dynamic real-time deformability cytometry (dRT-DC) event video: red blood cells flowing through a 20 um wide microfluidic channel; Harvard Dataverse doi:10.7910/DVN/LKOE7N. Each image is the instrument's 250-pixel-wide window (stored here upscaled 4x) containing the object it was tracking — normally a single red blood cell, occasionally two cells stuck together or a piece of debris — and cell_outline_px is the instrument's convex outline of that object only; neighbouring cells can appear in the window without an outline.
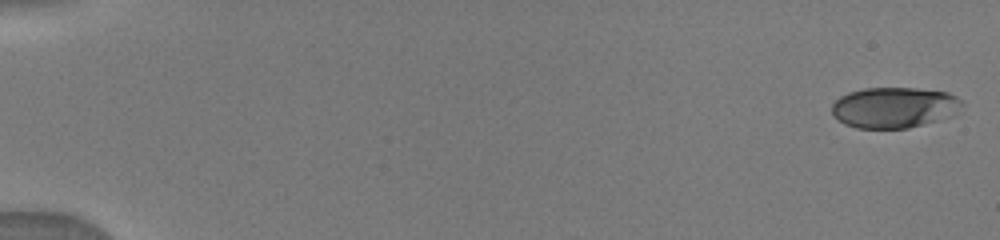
{"species": "human", "species_latin": "Homo sapiens", "temperature_condition": "warm", "stored_images_in_passage": 33, "camera_frame_rate_fps": 3000, "um_per_image_px": 0.085, "donor": {"sex": "male"}, "frame": {"image": 1, "passage_image": 1, "time_ms": 0.0, "image_size_px": [1000, 240], "cell_outline_px": [[964, 104], [936, 120], [908, 128], [856, 128], [844, 124], [832, 116], [832, 104], [840, 96], [848, 92], [864, 88], [916, 88], [948, 92], [956, 96]], "centroid_in_image_um": [75.89, 9.12], "position_along_channel_um": 9.1, "area_um2": 30.46}}
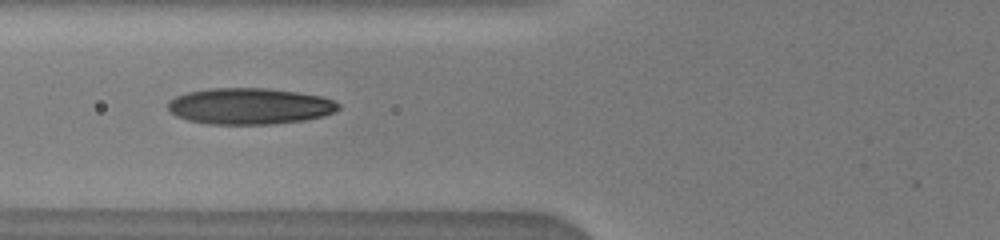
{"frame": {"image": 2, "passage_image": 21, "time_ms": 6.667, "image_size_px": [1000, 240], "cell_outline_px": [[340, 108], [336, 112], [324, 116], [304, 120], [272, 124], [208, 124], [188, 120], [176, 116], [168, 108], [168, 100], [176, 96], [188, 92], [212, 88], [268, 88], [296, 92], [320, 96], [332, 100], [340, 104]], "centroid_in_image_um": [21.23, 9.02], "position_along_channel_um": 104.6, "area_um2": 36.07}}
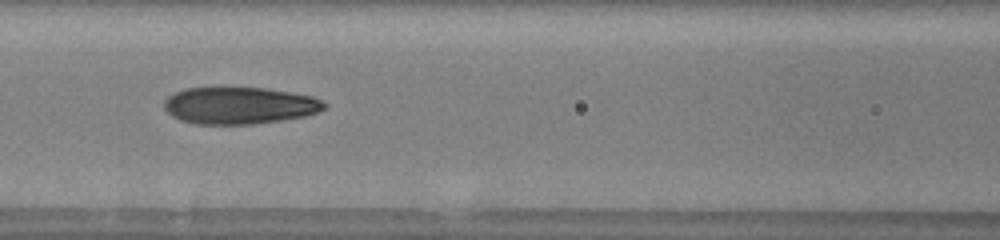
{"frame": {"image": 3, "passage_image": 25, "time_ms": 7.667, "image_size_px": [1000, 240], "cell_outline_px": [[328, 104], [324, 108], [316, 112], [304, 116], [256, 124], [196, 124], [180, 120], [172, 116], [164, 108], [164, 100], [168, 96], [184, 88], [212, 84], [224, 84], [264, 88], [312, 96]], "centroid_in_image_um": [20.26, 8.91], "position_along_channel_um": 146.3, "area_um2": 35.6}}